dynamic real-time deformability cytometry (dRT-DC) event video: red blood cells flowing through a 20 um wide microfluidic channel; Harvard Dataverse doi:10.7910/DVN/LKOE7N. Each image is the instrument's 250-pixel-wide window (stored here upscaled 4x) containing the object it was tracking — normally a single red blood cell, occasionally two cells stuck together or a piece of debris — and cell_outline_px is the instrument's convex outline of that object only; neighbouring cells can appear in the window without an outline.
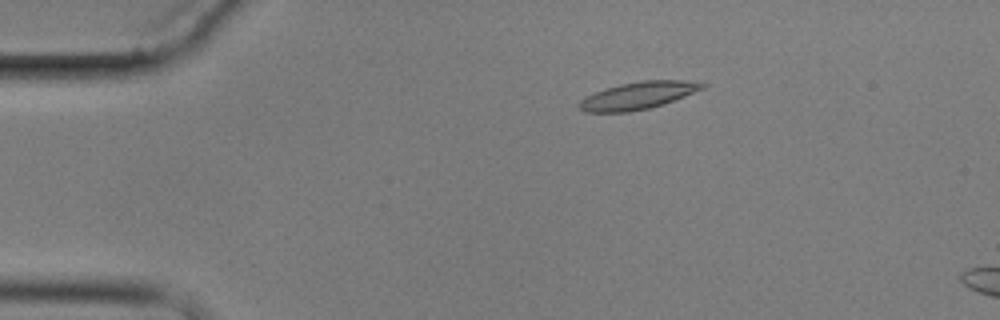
{"species": "common noctule bat (a hibernating species)", "species_latin": "Nyctalus noctula", "temperature_condition": "cold", "stored_images_in_passage": 3, "camera_frame_rate_fps": 3000, "um_per_image_px": 0.085, "animal": {"sex": "male", "body_mass_g": 17.9}, "frame": {"image": 1, "passage_image": 2, "time_ms": 1.333, "image_size_px": [1000, 320], "cell_outline_px": [[708, 84], [704, 88], [684, 96], [648, 108], [628, 112], [584, 112], [576, 104], [584, 96], [620, 84], [640, 80], [684, 80]], "centroid_in_image_um": [54.19, 8.11], "position_along_channel_um": 30.8, "area_um2": 19.36}}